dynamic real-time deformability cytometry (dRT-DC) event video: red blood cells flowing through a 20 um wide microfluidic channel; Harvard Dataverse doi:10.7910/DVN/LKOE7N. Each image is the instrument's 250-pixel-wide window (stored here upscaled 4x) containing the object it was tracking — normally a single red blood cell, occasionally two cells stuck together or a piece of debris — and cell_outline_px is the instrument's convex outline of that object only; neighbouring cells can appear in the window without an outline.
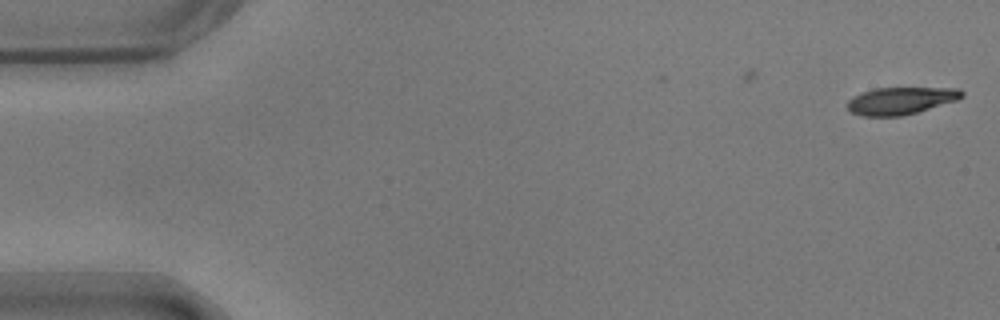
{"species": "common noctule bat (a hibernating species)", "species_latin": "Nyctalus noctula", "temperature_condition": "warm", "stored_images_in_passage": 6, "camera_frame_rate_fps": 3000, "um_per_image_px": 0.085, "animal": {"sex": "male", "body_mass_g": 17.9}, "frame": {"image": 1, "passage_image": 6, "time_ms": 1.667, "image_size_px": [1000, 320], "cell_outline_px": [[964, 96], [956, 100], [916, 112], [900, 116], [864, 116], [852, 112], [848, 108], [848, 100], [852, 96], [876, 88], [960, 88], [964, 92]], "centroid_in_image_um": [76.57, 8.55], "position_along_channel_um": 8.4, "area_um2": 17.92}}